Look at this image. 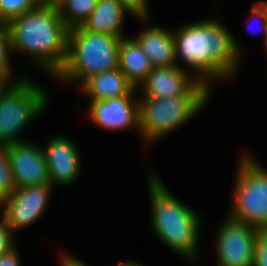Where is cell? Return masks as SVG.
I'll use <instances>...</instances> for the list:
<instances>
[{"instance_id":"6da1fadb","label":"cell","mask_w":267,"mask_h":266,"mask_svg":"<svg viewBox=\"0 0 267 266\" xmlns=\"http://www.w3.org/2000/svg\"><path fill=\"white\" fill-rule=\"evenodd\" d=\"M175 32L176 59L181 57L192 71L198 72L195 76L200 82L208 84V78L228 79L237 69V42L216 20L185 24Z\"/></svg>"},{"instance_id":"7a4b0ae2","label":"cell","mask_w":267,"mask_h":266,"mask_svg":"<svg viewBox=\"0 0 267 266\" xmlns=\"http://www.w3.org/2000/svg\"><path fill=\"white\" fill-rule=\"evenodd\" d=\"M12 51L30 53L56 76L67 57L69 28L54 3H41L6 25Z\"/></svg>"},{"instance_id":"3957f363","label":"cell","mask_w":267,"mask_h":266,"mask_svg":"<svg viewBox=\"0 0 267 266\" xmlns=\"http://www.w3.org/2000/svg\"><path fill=\"white\" fill-rule=\"evenodd\" d=\"M148 186L153 231L173 251L193 259L198 247L199 216L177 200L155 174L149 176Z\"/></svg>"},{"instance_id":"277c9868","label":"cell","mask_w":267,"mask_h":266,"mask_svg":"<svg viewBox=\"0 0 267 266\" xmlns=\"http://www.w3.org/2000/svg\"><path fill=\"white\" fill-rule=\"evenodd\" d=\"M122 37L85 30L82 26L69 29L67 57L56 78L80 80L119 68V46ZM75 78V79H74Z\"/></svg>"},{"instance_id":"5b68a950","label":"cell","mask_w":267,"mask_h":266,"mask_svg":"<svg viewBox=\"0 0 267 266\" xmlns=\"http://www.w3.org/2000/svg\"><path fill=\"white\" fill-rule=\"evenodd\" d=\"M27 79L10 81L0 88V145L24 141L18 133L40 115L48 103L46 92Z\"/></svg>"},{"instance_id":"8992f818","label":"cell","mask_w":267,"mask_h":266,"mask_svg":"<svg viewBox=\"0 0 267 266\" xmlns=\"http://www.w3.org/2000/svg\"><path fill=\"white\" fill-rule=\"evenodd\" d=\"M209 95H180L168 98H143L139 102V131L144 140L154 142L203 109Z\"/></svg>"},{"instance_id":"52a82bcc","label":"cell","mask_w":267,"mask_h":266,"mask_svg":"<svg viewBox=\"0 0 267 266\" xmlns=\"http://www.w3.org/2000/svg\"><path fill=\"white\" fill-rule=\"evenodd\" d=\"M232 213L230 218L267 229V171L252 159L243 155L238 164Z\"/></svg>"},{"instance_id":"ba28073f","label":"cell","mask_w":267,"mask_h":266,"mask_svg":"<svg viewBox=\"0 0 267 266\" xmlns=\"http://www.w3.org/2000/svg\"><path fill=\"white\" fill-rule=\"evenodd\" d=\"M218 231V266H253L255 241L259 229L228 216Z\"/></svg>"},{"instance_id":"9c48e42d","label":"cell","mask_w":267,"mask_h":266,"mask_svg":"<svg viewBox=\"0 0 267 266\" xmlns=\"http://www.w3.org/2000/svg\"><path fill=\"white\" fill-rule=\"evenodd\" d=\"M137 88L144 91V98L156 99L180 95H209L210 93L207 84L200 82L194 75L189 76V73L178 65L153 67Z\"/></svg>"},{"instance_id":"30bf717a","label":"cell","mask_w":267,"mask_h":266,"mask_svg":"<svg viewBox=\"0 0 267 266\" xmlns=\"http://www.w3.org/2000/svg\"><path fill=\"white\" fill-rule=\"evenodd\" d=\"M52 187L44 184L16 188L0 203L8 227L13 231L34 223L46 209Z\"/></svg>"},{"instance_id":"8fae6325","label":"cell","mask_w":267,"mask_h":266,"mask_svg":"<svg viewBox=\"0 0 267 266\" xmlns=\"http://www.w3.org/2000/svg\"><path fill=\"white\" fill-rule=\"evenodd\" d=\"M16 188L50 184L43 149L22 141L6 145Z\"/></svg>"},{"instance_id":"7c38bea8","label":"cell","mask_w":267,"mask_h":266,"mask_svg":"<svg viewBox=\"0 0 267 266\" xmlns=\"http://www.w3.org/2000/svg\"><path fill=\"white\" fill-rule=\"evenodd\" d=\"M133 96L91 101L89 118L101 128L111 131L131 126L139 127V102L135 103Z\"/></svg>"},{"instance_id":"4fadbf2b","label":"cell","mask_w":267,"mask_h":266,"mask_svg":"<svg viewBox=\"0 0 267 266\" xmlns=\"http://www.w3.org/2000/svg\"><path fill=\"white\" fill-rule=\"evenodd\" d=\"M74 145L67 138L54 136L43 149L52 186L72 184L79 175L81 161Z\"/></svg>"},{"instance_id":"5bb4252c","label":"cell","mask_w":267,"mask_h":266,"mask_svg":"<svg viewBox=\"0 0 267 266\" xmlns=\"http://www.w3.org/2000/svg\"><path fill=\"white\" fill-rule=\"evenodd\" d=\"M134 39L150 59L153 67H172L178 64L173 33L160 28L143 29Z\"/></svg>"},{"instance_id":"9a60e30c","label":"cell","mask_w":267,"mask_h":266,"mask_svg":"<svg viewBox=\"0 0 267 266\" xmlns=\"http://www.w3.org/2000/svg\"><path fill=\"white\" fill-rule=\"evenodd\" d=\"M81 87L91 101L133 95L137 89L119 68L93 75Z\"/></svg>"},{"instance_id":"2e32d148","label":"cell","mask_w":267,"mask_h":266,"mask_svg":"<svg viewBox=\"0 0 267 266\" xmlns=\"http://www.w3.org/2000/svg\"><path fill=\"white\" fill-rule=\"evenodd\" d=\"M129 13L119 0H98L82 27L87 31L123 36L122 23L125 13Z\"/></svg>"},{"instance_id":"e0dca14e","label":"cell","mask_w":267,"mask_h":266,"mask_svg":"<svg viewBox=\"0 0 267 266\" xmlns=\"http://www.w3.org/2000/svg\"><path fill=\"white\" fill-rule=\"evenodd\" d=\"M119 69L137 88L153 69V65L134 38L123 37L119 46Z\"/></svg>"},{"instance_id":"ac0fdd59","label":"cell","mask_w":267,"mask_h":266,"mask_svg":"<svg viewBox=\"0 0 267 266\" xmlns=\"http://www.w3.org/2000/svg\"><path fill=\"white\" fill-rule=\"evenodd\" d=\"M98 0H57L58 13L66 26L71 29L87 20L92 11L96 8ZM68 11V13H66ZM68 14V16H67Z\"/></svg>"},{"instance_id":"d6986e66","label":"cell","mask_w":267,"mask_h":266,"mask_svg":"<svg viewBox=\"0 0 267 266\" xmlns=\"http://www.w3.org/2000/svg\"><path fill=\"white\" fill-rule=\"evenodd\" d=\"M40 4V0H0V25H8Z\"/></svg>"},{"instance_id":"ffe728a7","label":"cell","mask_w":267,"mask_h":266,"mask_svg":"<svg viewBox=\"0 0 267 266\" xmlns=\"http://www.w3.org/2000/svg\"><path fill=\"white\" fill-rule=\"evenodd\" d=\"M16 189L6 145H0V203Z\"/></svg>"},{"instance_id":"44dd1931","label":"cell","mask_w":267,"mask_h":266,"mask_svg":"<svg viewBox=\"0 0 267 266\" xmlns=\"http://www.w3.org/2000/svg\"><path fill=\"white\" fill-rule=\"evenodd\" d=\"M9 51L11 53L10 34L7 27L0 25V84H9L11 68L9 61Z\"/></svg>"},{"instance_id":"7402d4cb","label":"cell","mask_w":267,"mask_h":266,"mask_svg":"<svg viewBox=\"0 0 267 266\" xmlns=\"http://www.w3.org/2000/svg\"><path fill=\"white\" fill-rule=\"evenodd\" d=\"M253 266H267V229L257 233Z\"/></svg>"},{"instance_id":"603a6c76","label":"cell","mask_w":267,"mask_h":266,"mask_svg":"<svg viewBox=\"0 0 267 266\" xmlns=\"http://www.w3.org/2000/svg\"><path fill=\"white\" fill-rule=\"evenodd\" d=\"M123 7L134 16L147 20V0H119Z\"/></svg>"},{"instance_id":"cb8c5ba5","label":"cell","mask_w":267,"mask_h":266,"mask_svg":"<svg viewBox=\"0 0 267 266\" xmlns=\"http://www.w3.org/2000/svg\"><path fill=\"white\" fill-rule=\"evenodd\" d=\"M12 230L8 227L4 218L0 221V255L9 252L14 248L12 242Z\"/></svg>"},{"instance_id":"d4e9b609","label":"cell","mask_w":267,"mask_h":266,"mask_svg":"<svg viewBox=\"0 0 267 266\" xmlns=\"http://www.w3.org/2000/svg\"><path fill=\"white\" fill-rule=\"evenodd\" d=\"M251 15L258 16L262 23V31L264 32V42L267 48V1L259 0L250 10Z\"/></svg>"},{"instance_id":"484cf974","label":"cell","mask_w":267,"mask_h":266,"mask_svg":"<svg viewBox=\"0 0 267 266\" xmlns=\"http://www.w3.org/2000/svg\"><path fill=\"white\" fill-rule=\"evenodd\" d=\"M17 250L12 248L9 252L0 255V266H20Z\"/></svg>"},{"instance_id":"4316f807","label":"cell","mask_w":267,"mask_h":266,"mask_svg":"<svg viewBox=\"0 0 267 266\" xmlns=\"http://www.w3.org/2000/svg\"><path fill=\"white\" fill-rule=\"evenodd\" d=\"M62 266H85L82 262H80L78 259L70 256H64L62 257Z\"/></svg>"},{"instance_id":"83f0119b","label":"cell","mask_w":267,"mask_h":266,"mask_svg":"<svg viewBox=\"0 0 267 266\" xmlns=\"http://www.w3.org/2000/svg\"><path fill=\"white\" fill-rule=\"evenodd\" d=\"M57 0H40L41 3H55Z\"/></svg>"},{"instance_id":"f1b7e54d","label":"cell","mask_w":267,"mask_h":266,"mask_svg":"<svg viewBox=\"0 0 267 266\" xmlns=\"http://www.w3.org/2000/svg\"><path fill=\"white\" fill-rule=\"evenodd\" d=\"M118 266H131V262L121 263Z\"/></svg>"},{"instance_id":"f546056e","label":"cell","mask_w":267,"mask_h":266,"mask_svg":"<svg viewBox=\"0 0 267 266\" xmlns=\"http://www.w3.org/2000/svg\"><path fill=\"white\" fill-rule=\"evenodd\" d=\"M131 266H142V264L140 265V264H137V263L131 261Z\"/></svg>"}]
</instances>
